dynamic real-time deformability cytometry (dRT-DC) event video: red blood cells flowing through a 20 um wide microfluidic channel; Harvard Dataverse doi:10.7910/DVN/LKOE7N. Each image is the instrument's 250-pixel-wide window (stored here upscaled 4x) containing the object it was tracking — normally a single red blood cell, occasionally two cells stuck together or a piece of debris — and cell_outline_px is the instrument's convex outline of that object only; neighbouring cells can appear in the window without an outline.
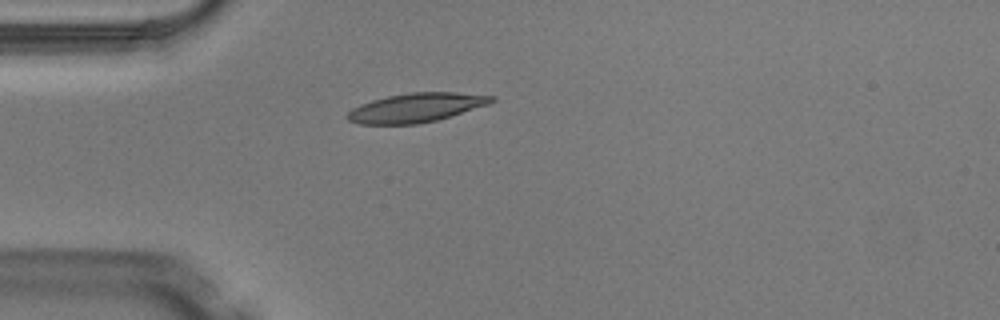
{"species": "Egyptian fruit bat (a non-hibernating species)", "species_latin": "Rousettus aegyptiacus", "temperature_condition": "warm", "stored_images_in_passage": 3, "camera_frame_rate_fps": 3000, "um_per_image_px": 0.085, "animal": {"sex": "male"}, "frame": {"image": 1, "passage_image": 3, "time_ms": 0.667, "image_size_px": [1000, 320], "cell_outline_px": [[496, 100], [488, 104], [436, 120], [416, 124], [360, 124], [348, 120], [344, 116], [352, 108], [360, 104], [372, 100], [388, 96], [412, 92], [456, 92], [496, 96]], "centroid_in_image_um": [35.34, 9.14], "position_along_channel_um": 49.7, "area_um2": 24.28}}